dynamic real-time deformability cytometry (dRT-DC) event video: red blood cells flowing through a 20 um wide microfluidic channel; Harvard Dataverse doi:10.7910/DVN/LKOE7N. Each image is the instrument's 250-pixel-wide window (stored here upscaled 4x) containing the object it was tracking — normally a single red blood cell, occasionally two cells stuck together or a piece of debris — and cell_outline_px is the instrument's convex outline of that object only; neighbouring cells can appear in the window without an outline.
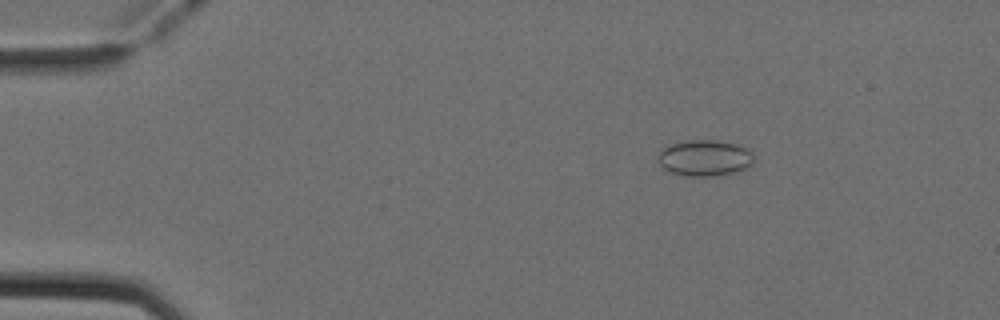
{"species": "Egyptian fruit bat (a non-hibernating species)", "species_latin": "Rousettus aegyptiacus", "temperature_condition": "cold", "stored_images_in_passage": 51, "camera_frame_rate_fps": 3000, "um_per_image_px": 0.085, "animal": {"sex": "female"}, "frame": {"image": 1, "passage_image": 8, "time_ms": 2.333, "image_size_px": [1000, 320], "cell_outline_px": [[756, 160], [748, 168], [740, 172], [716, 176], [684, 176], [668, 172], [660, 168], [660, 152], [664, 148], [672, 144], [688, 140], [716, 140], [736, 144], [748, 148], [752, 152]], "centroid_in_image_um": [59.97, 13.45], "position_along_channel_um": 25.0, "area_um2": 20.58}}
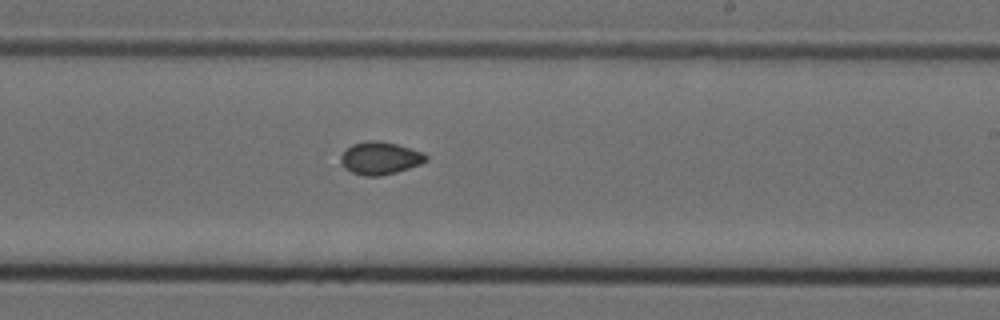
{"frame": {"image": 2, "passage_image": 31, "time_ms": 10.0, "image_size_px": [1000, 320], "cell_outline_px": [[428, 160], [420, 164], [396, 172], [380, 176], [364, 176], [352, 172], [344, 168], [340, 160], [340, 156], [352, 144], [368, 140], [380, 140], [396, 144], [424, 152], [428, 156]], "centroid_in_image_um": [32.31, 13.44], "position_along_channel_um": 256.7, "area_um2": 16.24}}
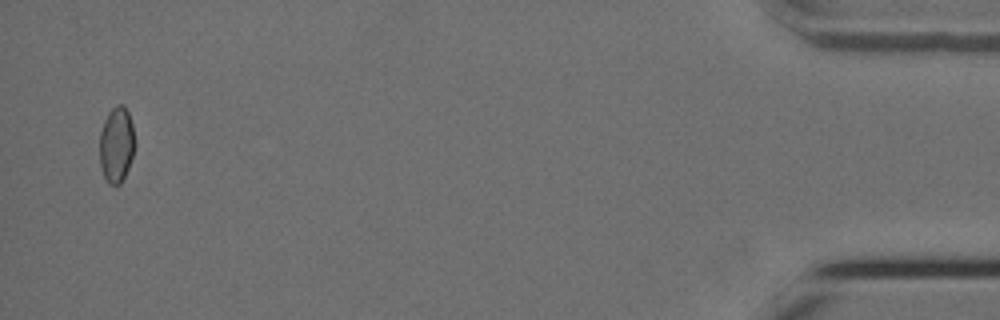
{"frame": {"image": 3, "passage_image": 50, "time_ms": 16.333, "image_size_px": [1000, 320], "cell_outline_px": [[136, 144], [128, 168], [120, 184], [108, 184], [104, 176], [100, 164], [100, 132], [104, 120], [108, 112], [116, 104], [124, 104], [128, 112], [132, 124], [136, 140]], "centroid_in_image_um": [9.91, 12.25], "position_along_channel_um": 425.3, "area_um2": 15.66}, "authors_computed_cell_mechanics": {"area_um2": 15.9528, "velocity_mm_per_s": 3.9683, "shape_relaxation_time_tau1_ms": null, "shape_relaxation_time_tau2_ms": 1.8704, "deformation_change_tau1": null, "deformation_change_tau2": 0.0369}}